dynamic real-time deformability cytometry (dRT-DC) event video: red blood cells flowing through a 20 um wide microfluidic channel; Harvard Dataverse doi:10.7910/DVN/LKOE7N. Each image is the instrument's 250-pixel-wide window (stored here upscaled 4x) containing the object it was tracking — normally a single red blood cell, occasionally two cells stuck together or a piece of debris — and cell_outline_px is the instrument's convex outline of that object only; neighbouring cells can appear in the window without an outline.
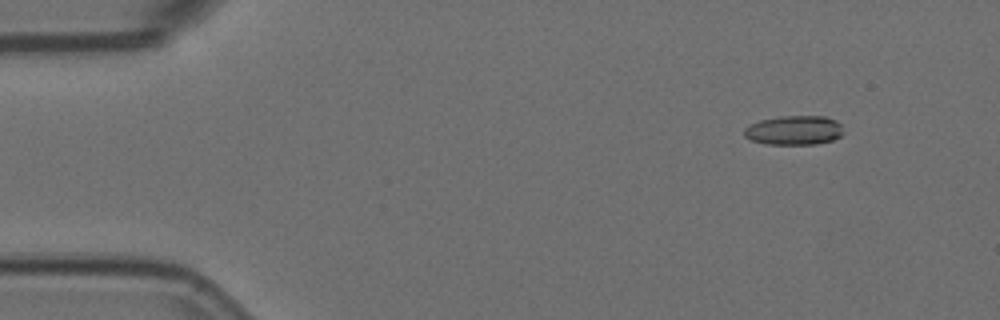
{"species": "Egyptian fruit bat (a non-hibernating species)", "species_latin": "Rousettus aegyptiacus", "temperature_condition": "room temperature", "stored_images_in_passage": 4, "camera_frame_rate_fps": 3000, "um_per_image_px": 0.085, "animal": {"sex": "female"}, "frame": {"image": 1, "passage_image": 2, "time_ms": 0.333, "image_size_px": [1000, 320], "cell_outline_px": [[844, 132], [840, 136], [832, 140], [816, 144], [764, 144], [752, 140], [744, 136], [744, 128], [748, 124], [760, 120], [780, 116], [824, 116], [836, 120], [840, 124]], "centroid_in_image_um": [67.48, 11.07], "position_along_channel_um": 17.5, "area_um2": 17.05}}